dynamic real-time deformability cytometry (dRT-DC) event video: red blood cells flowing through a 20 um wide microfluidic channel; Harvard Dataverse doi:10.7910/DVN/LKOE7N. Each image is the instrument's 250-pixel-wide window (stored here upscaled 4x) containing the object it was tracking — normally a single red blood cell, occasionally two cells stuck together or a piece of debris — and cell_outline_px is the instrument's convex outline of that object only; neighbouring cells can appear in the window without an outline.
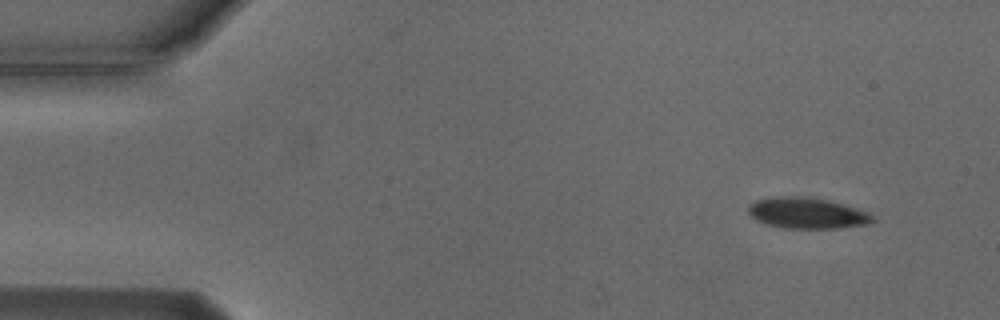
{"species": "Egyptian fruit bat (a non-hibernating species)", "species_latin": "Rousettus aegyptiacus", "temperature_condition": "cold", "stored_images_in_passage": 54, "camera_frame_rate_fps": 3000, "um_per_image_px": 0.085, "animal": {"sex": "male"}, "frame": {"image": 1, "passage_image": 4, "time_ms": 1.0, "image_size_px": [1000, 320], "cell_outline_px": [[876, 220], [868, 224], [836, 228], [784, 228], [768, 224], [756, 220], [748, 212], [748, 208], [756, 200], [772, 196], [800, 196], [828, 200], [844, 204], [868, 212], [876, 216]], "centroid_in_image_um": [68.63, 18.11], "position_along_channel_um": 16.4, "area_um2": 22.43}}
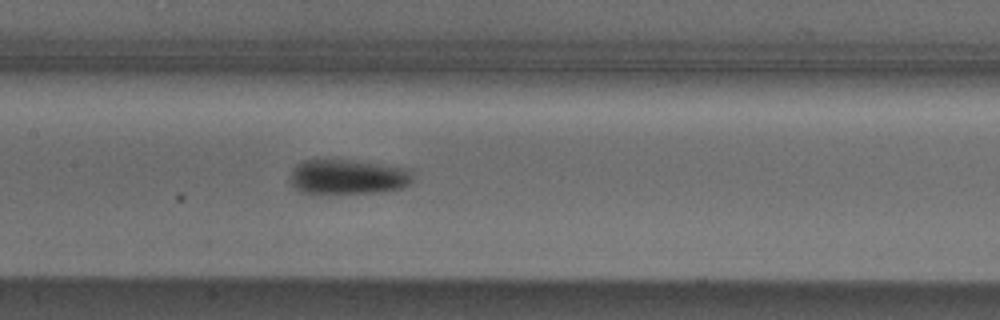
{"frame": {"image": 2, "passage_image": 25, "time_ms": 8.0, "image_size_px": [1000, 320], "cell_outline_px": [[412, 180], [408, 184], [400, 188], [384, 192], [332, 196], [320, 196], [300, 192], [292, 184], [292, 168], [296, 164], [304, 160], [348, 160], [408, 168], [412, 172]], "centroid_in_image_um": [29.53, 15.09], "position_along_channel_um": 177.9, "area_um2": 25.72}}
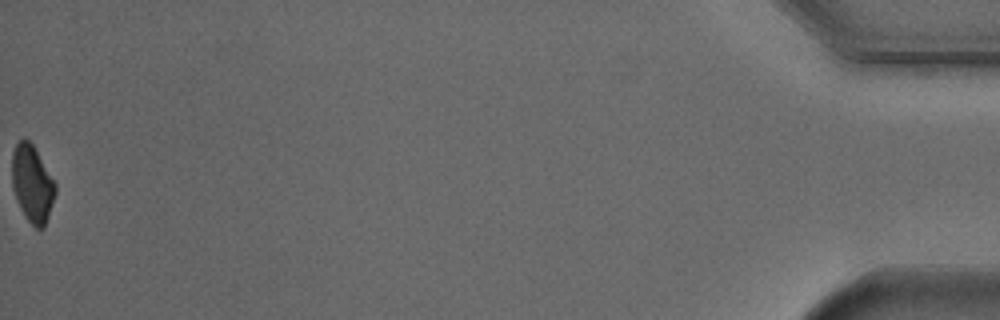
{"frame": {"image": 3, "passage_image": 54, "time_ms": 17.667, "image_size_px": [1000, 320], "cell_outline_px": [[56, 192], [44, 228], [36, 228], [24, 216], [16, 200], [12, 188], [12, 152], [16, 144], [24, 136], [32, 144], [56, 184]], "centroid_in_image_um": [2.72, 15.62], "position_along_channel_um": 432.5, "area_um2": 19.36}, "authors_computed_cell_mechanics": {"area_um2": 22.9755, "velocity_mm_per_s": 3.7399, "shape_relaxation_time_tau1_ms": 2.8394, "shape_relaxation_time_tau2_ms": null, "deformation_change_tau1": 0.0813, "deformation_change_tau2": null}}